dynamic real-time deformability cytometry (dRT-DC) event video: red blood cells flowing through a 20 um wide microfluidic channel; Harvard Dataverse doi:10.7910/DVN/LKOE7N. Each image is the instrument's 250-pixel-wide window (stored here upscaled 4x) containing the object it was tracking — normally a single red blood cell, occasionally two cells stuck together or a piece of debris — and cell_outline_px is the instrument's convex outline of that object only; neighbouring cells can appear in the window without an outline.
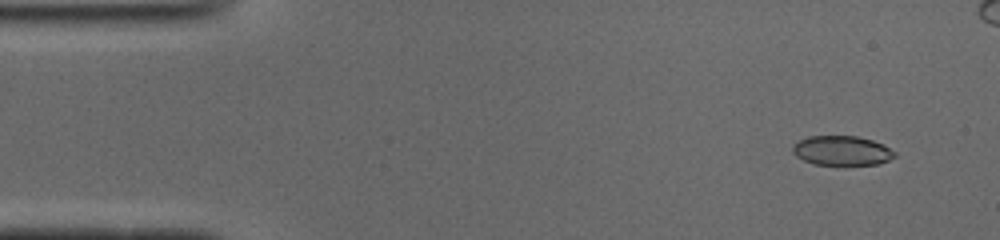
{"species": "common noctule bat (a hibernating species)", "species_latin": "Nyctalus noctula", "temperature_condition": "cold", "stored_images_in_passage": 52, "camera_frame_rate_fps": 3000, "um_per_image_px": 0.085, "animal": {"sex": "male", "body_mass_g": 19.0, "forearm_length_mm": 50.8}, "frame": {"image": 1, "passage_image": 4, "time_ms": 1.0, "image_size_px": [1000, 240], "cell_outline_px": [[896, 156], [880, 164], [812, 164], [796, 156], [792, 152], [792, 144], [808, 136], [856, 136], [872, 140], [884, 144], [896, 152]], "centroid_in_image_um": [71.56, 12.79], "position_along_channel_um": 13.4, "area_um2": 17.57}}
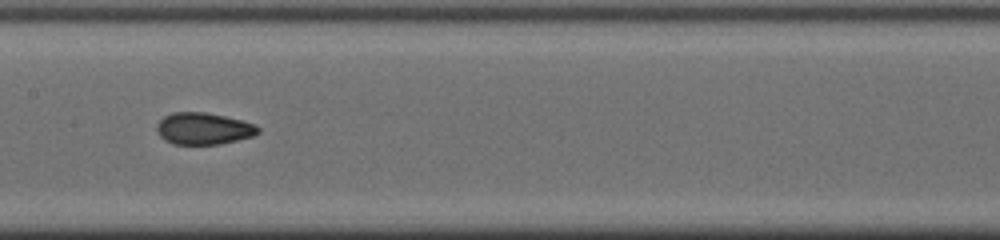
{"frame": {"image": 2, "passage_image": 25, "time_ms": 8.0, "image_size_px": [1000, 240], "cell_outline_px": [[260, 132], [252, 136], [220, 144], [172, 144], [164, 140], [160, 136], [156, 128], [156, 124], [164, 116], [172, 112], [204, 112], [224, 116], [256, 124], [260, 128]], "centroid_in_image_um": [17.28, 10.93], "position_along_channel_um": 190.1, "area_um2": 18.79}}
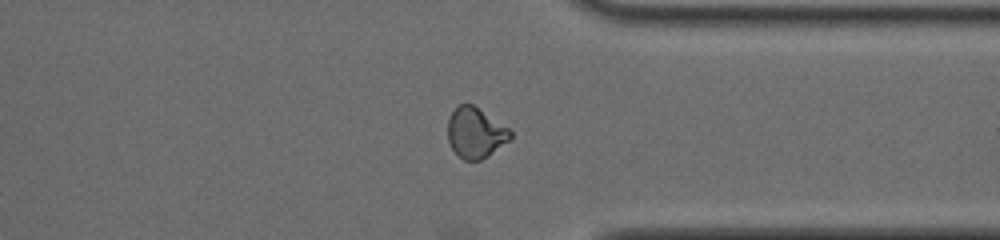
{"frame": {"image": 3, "passage_image": 39, "time_ms": 12.667, "image_size_px": [1000, 240], "cell_outline_px": [[512, 136], [508, 140], [488, 156], [480, 160], [464, 160], [456, 156], [448, 140], [448, 120], [456, 104], [472, 104], [508, 128], [512, 132]], "centroid_in_image_um": [40.38, 11.29], "position_along_channel_um": 371.0, "area_um2": 18.26}, "authors_computed_cell_mechanics": {"area_um2": 18.7561, "velocity_mm_per_s": 3.9435, "shape_relaxation_time_tau1_ms": 7.0928, "shape_relaxation_time_tau2_ms": 1.5435, "deformation_change_tau1": 0.1663, "deformation_change_tau2": 0.0575}}